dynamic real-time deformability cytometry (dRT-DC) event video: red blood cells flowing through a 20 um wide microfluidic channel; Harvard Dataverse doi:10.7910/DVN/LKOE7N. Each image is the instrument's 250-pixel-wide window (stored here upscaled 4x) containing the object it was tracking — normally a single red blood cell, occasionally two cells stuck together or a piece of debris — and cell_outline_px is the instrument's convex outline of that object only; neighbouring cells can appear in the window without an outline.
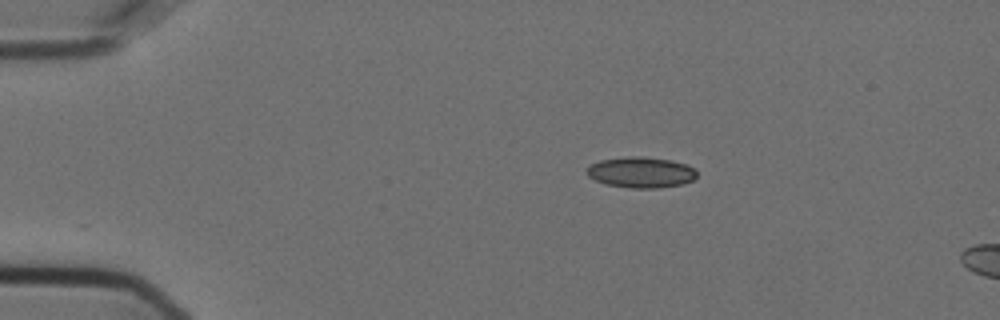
{"species": "Egyptian fruit bat (a non-hibernating species)", "species_latin": "Rousettus aegyptiacus", "temperature_condition": "cold", "stored_images_in_passage": 6, "camera_frame_rate_fps": 3000, "um_per_image_px": 0.085, "animal": {"sex": "female"}, "frame": {"image": 1, "passage_image": 1, "time_ms": 0.0, "image_size_px": [1000, 320], "cell_outline_px": [[696, 180], [684, 184], [656, 188], [632, 188], [608, 184], [596, 180], [588, 176], [584, 172], [592, 164], [600, 160], [628, 156], [644, 156], [672, 160], [688, 164], [696, 168]], "centroid_in_image_um": [54.55, 14.64], "position_along_channel_um": 30.5, "area_um2": 20.0}}